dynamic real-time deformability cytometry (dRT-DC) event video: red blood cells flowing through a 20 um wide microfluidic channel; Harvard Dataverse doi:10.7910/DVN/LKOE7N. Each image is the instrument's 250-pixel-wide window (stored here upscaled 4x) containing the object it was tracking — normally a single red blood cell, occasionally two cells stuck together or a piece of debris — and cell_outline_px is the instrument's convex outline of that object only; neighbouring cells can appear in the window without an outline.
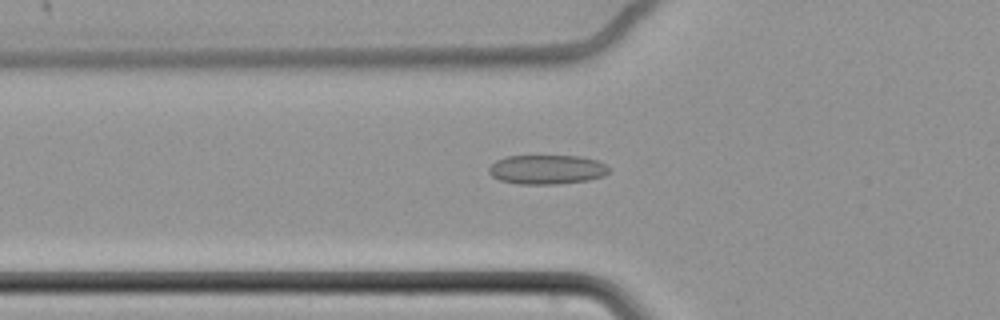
{"species": "common noctule bat (a hibernating species)", "species_latin": "Nyctalus noctula", "temperature_condition": "cold", "stored_images_in_passage": 56, "camera_frame_rate_fps": 3000, "um_per_image_px": 0.085, "animal": {"sex": "female", "body_mass_g": 22.7, "forearm_length_mm": 54.2}, "frame": {"image": 1, "passage_image": 18, "time_ms": 5.667, "image_size_px": [1000, 320], "cell_outline_px": [[612, 168], [604, 176], [588, 180], [556, 184], [520, 184], [500, 180], [492, 176], [488, 172], [488, 168], [496, 160], [508, 156], [580, 156], [596, 160]], "centroid_in_image_um": [46.49, 14.41], "position_along_channel_um": 79.3, "area_um2": 20.52}}
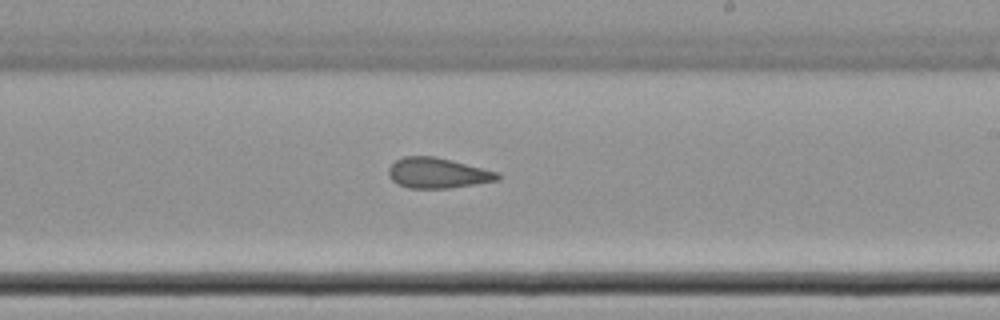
{"frame": {"image": 2, "passage_image": 33, "time_ms": 10.667, "image_size_px": [1000, 320], "cell_outline_px": [[500, 180], [476, 184], [448, 188], [408, 188], [392, 180], [388, 176], [388, 168], [396, 160], [404, 156], [436, 156], [500, 172]], "centroid_in_image_um": [37.22, 14.7], "position_along_channel_um": 251.8, "area_um2": 19.42}}
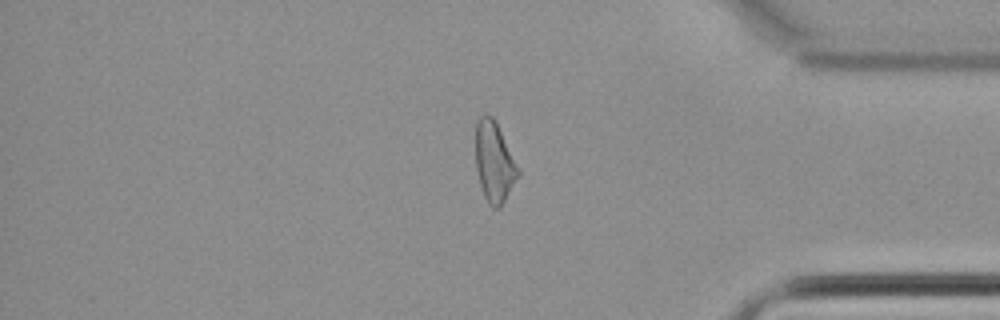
{"frame": {"image": 3, "passage_image": 47, "time_ms": 15.333, "image_size_px": [1000, 320], "cell_outline_px": [[520, 172], [500, 208], [492, 208], [488, 204], [484, 196], [480, 184], [476, 168], [476, 120], [480, 116], [488, 112], [496, 120]], "centroid_in_image_um": [41.99, 13.73], "position_along_channel_um": 393.2, "area_um2": 19.77}, "authors_computed_cell_mechanics": {"area_um2": 20.3745, "velocity_mm_per_s": 3.4599, "shape_relaxation_time_tau1_ms": null, "shape_relaxation_time_tau2_ms": 2.8534, "deformation_change_tau1": null, "deformation_change_tau2": 0.1071}}